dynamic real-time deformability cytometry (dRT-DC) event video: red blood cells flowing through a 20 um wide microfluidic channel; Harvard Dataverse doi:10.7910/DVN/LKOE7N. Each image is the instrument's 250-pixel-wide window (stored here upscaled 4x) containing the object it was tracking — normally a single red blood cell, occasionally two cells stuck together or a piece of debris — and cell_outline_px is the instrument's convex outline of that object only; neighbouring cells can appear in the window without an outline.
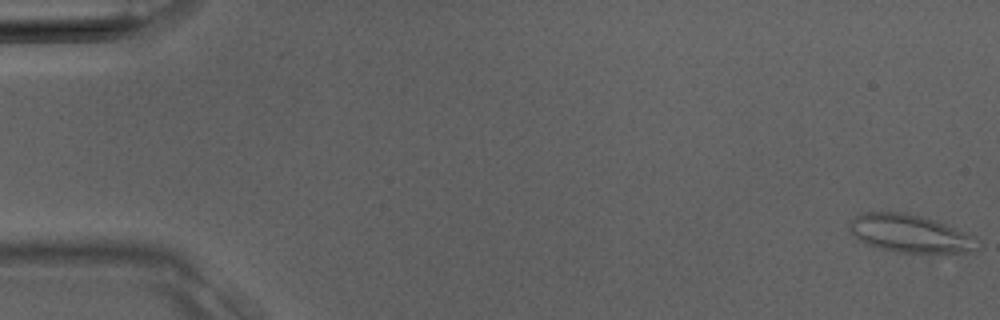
{"species": "Egyptian fruit bat (a non-hibernating species)", "species_latin": "Rousettus aegyptiacus", "temperature_condition": "room temperature", "stored_images_in_passage": 38, "camera_frame_rate_fps": 3000, "um_per_image_px": 0.085, "animal": {"sex": "male"}, "frame": {"image": 1, "passage_image": 1, "time_ms": 0.0, "image_size_px": [1000, 320], "cell_outline_px": [[980, 248], [972, 252], [900, 252], [880, 248], [864, 244], [856, 240], [848, 228], [848, 220], [860, 212], [904, 212], [920, 216], [944, 224], [976, 236]], "centroid_in_image_um": [77.29, 19.84], "position_along_channel_um": 7.7, "area_um2": 28.44}}
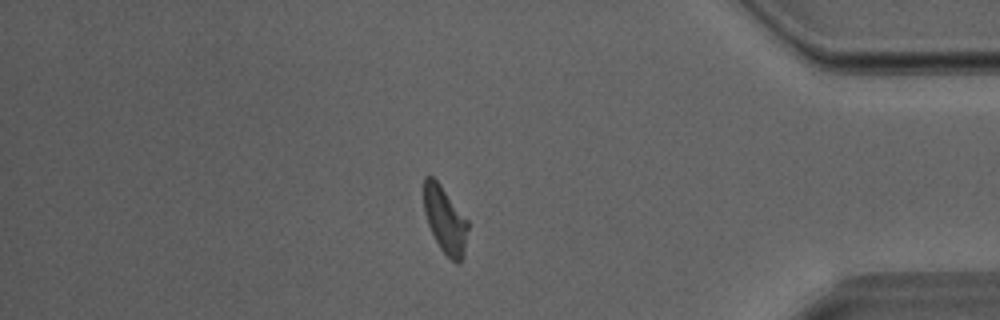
{"frame": {"image": 2, "passage_image": 33, "time_ms": 10.667, "image_size_px": [1000, 320], "cell_outline_px": [[468, 228], [464, 256], [460, 264], [456, 264], [440, 248], [428, 224], [424, 212], [424, 176], [432, 176], [440, 184], [468, 220]], "centroid_in_image_um": [37.84, 18.71], "position_along_channel_um": 397.4, "area_um2": 17.05}}
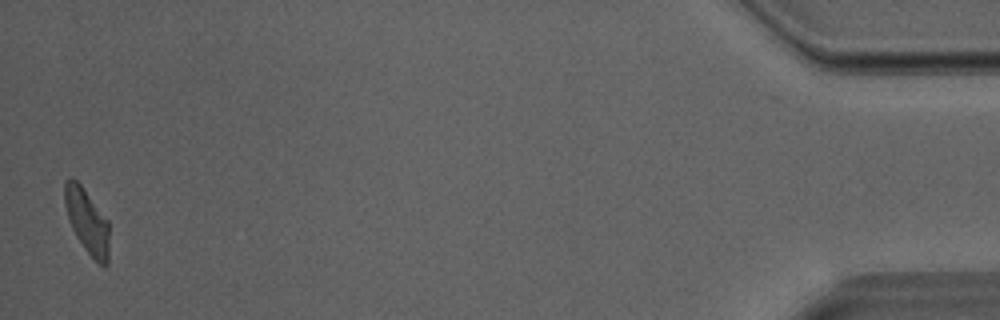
{"frame": {"image": 3, "passage_image": 38, "time_ms": 12.333, "image_size_px": [1000, 320], "cell_outline_px": [[108, 264], [104, 268], [84, 248], [76, 236], [72, 228], [64, 204], [64, 180], [72, 176], [80, 184], [108, 220]], "centroid_in_image_um": [7.38, 18.77], "position_along_channel_um": 427.8, "area_um2": 16.59}}